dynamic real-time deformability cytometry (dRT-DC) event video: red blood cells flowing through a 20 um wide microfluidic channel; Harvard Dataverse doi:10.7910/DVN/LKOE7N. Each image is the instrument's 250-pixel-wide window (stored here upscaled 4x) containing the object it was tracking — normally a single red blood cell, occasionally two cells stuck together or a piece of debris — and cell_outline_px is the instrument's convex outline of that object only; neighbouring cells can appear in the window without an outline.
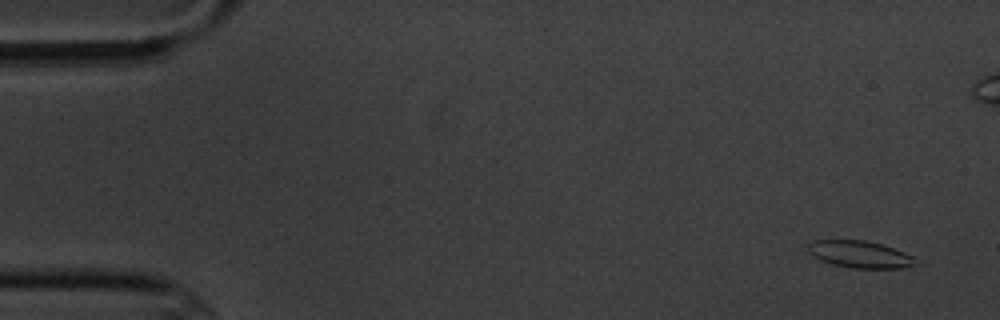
{"species": "common noctule bat (a hibernating species)", "species_latin": "Nyctalus noctula", "temperature_condition": "cold", "stored_images_in_passage": 5, "camera_frame_rate_fps": 3000, "um_per_image_px": 0.085, "animal": {"sex": "male", "body_mass_g": 20.1, "forearm_length_mm": 53.5}, "frame": {"image": 1, "passage_image": 1, "time_ms": 0.0, "image_size_px": [1000, 320], "cell_outline_px": [[912, 264], [904, 268], [852, 268], [832, 264], [820, 260], [812, 256], [808, 252], [808, 244], [812, 240], [864, 240], [880, 244], [904, 252], [912, 256]], "centroid_in_image_um": [72.99, 21.61], "position_along_channel_um": 12.0, "area_um2": 16.65}}